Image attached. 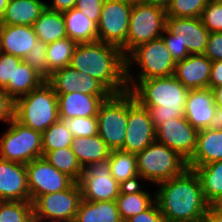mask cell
<instances>
[{"mask_svg":"<svg viewBox=\"0 0 222 222\" xmlns=\"http://www.w3.org/2000/svg\"><path fill=\"white\" fill-rule=\"evenodd\" d=\"M211 205L216 209L222 210V194Z\"/></svg>","mask_w":222,"mask_h":222,"instance_id":"11a10c76","label":"cell"},{"mask_svg":"<svg viewBox=\"0 0 222 222\" xmlns=\"http://www.w3.org/2000/svg\"><path fill=\"white\" fill-rule=\"evenodd\" d=\"M212 61L204 54H192L176 62L174 76L189 90L209 88Z\"/></svg>","mask_w":222,"mask_h":222,"instance_id":"ffe728a7","label":"cell"},{"mask_svg":"<svg viewBox=\"0 0 222 222\" xmlns=\"http://www.w3.org/2000/svg\"><path fill=\"white\" fill-rule=\"evenodd\" d=\"M67 36L78 43L98 40L97 23L76 8L63 12Z\"/></svg>","mask_w":222,"mask_h":222,"instance_id":"4316f807","label":"cell"},{"mask_svg":"<svg viewBox=\"0 0 222 222\" xmlns=\"http://www.w3.org/2000/svg\"><path fill=\"white\" fill-rule=\"evenodd\" d=\"M31 201H0V222H33Z\"/></svg>","mask_w":222,"mask_h":222,"instance_id":"d590c367","label":"cell"},{"mask_svg":"<svg viewBox=\"0 0 222 222\" xmlns=\"http://www.w3.org/2000/svg\"><path fill=\"white\" fill-rule=\"evenodd\" d=\"M197 174L205 200L212 204L222 194V160L197 166Z\"/></svg>","mask_w":222,"mask_h":222,"instance_id":"4dcf8cb0","label":"cell"},{"mask_svg":"<svg viewBox=\"0 0 222 222\" xmlns=\"http://www.w3.org/2000/svg\"><path fill=\"white\" fill-rule=\"evenodd\" d=\"M217 106L210 88L191 89L185 104L184 117L197 130L210 127Z\"/></svg>","mask_w":222,"mask_h":222,"instance_id":"d6986e66","label":"cell"},{"mask_svg":"<svg viewBox=\"0 0 222 222\" xmlns=\"http://www.w3.org/2000/svg\"><path fill=\"white\" fill-rule=\"evenodd\" d=\"M161 38L164 40V43L175 62L181 61L190 55L186 46L182 45L178 36L172 35L165 29Z\"/></svg>","mask_w":222,"mask_h":222,"instance_id":"b9f144b4","label":"cell"},{"mask_svg":"<svg viewBox=\"0 0 222 222\" xmlns=\"http://www.w3.org/2000/svg\"><path fill=\"white\" fill-rule=\"evenodd\" d=\"M209 128L216 130L222 129V108L217 107Z\"/></svg>","mask_w":222,"mask_h":222,"instance_id":"f907efd6","label":"cell"},{"mask_svg":"<svg viewBox=\"0 0 222 222\" xmlns=\"http://www.w3.org/2000/svg\"><path fill=\"white\" fill-rule=\"evenodd\" d=\"M8 124V129L0 137L1 159L26 165L43 157L42 132L23 125L14 117Z\"/></svg>","mask_w":222,"mask_h":222,"instance_id":"52a82bcc","label":"cell"},{"mask_svg":"<svg viewBox=\"0 0 222 222\" xmlns=\"http://www.w3.org/2000/svg\"><path fill=\"white\" fill-rule=\"evenodd\" d=\"M46 81L56 94L80 92L89 95H111L99 81L71 66L54 71Z\"/></svg>","mask_w":222,"mask_h":222,"instance_id":"2e32d148","label":"cell"},{"mask_svg":"<svg viewBox=\"0 0 222 222\" xmlns=\"http://www.w3.org/2000/svg\"><path fill=\"white\" fill-rule=\"evenodd\" d=\"M37 41L38 37L33 26L1 25L0 27V52L23 60Z\"/></svg>","mask_w":222,"mask_h":222,"instance_id":"44dd1931","label":"cell"},{"mask_svg":"<svg viewBox=\"0 0 222 222\" xmlns=\"http://www.w3.org/2000/svg\"><path fill=\"white\" fill-rule=\"evenodd\" d=\"M130 1H133V2H138V1H143V0H130Z\"/></svg>","mask_w":222,"mask_h":222,"instance_id":"9f6ffc18","label":"cell"},{"mask_svg":"<svg viewBox=\"0 0 222 222\" xmlns=\"http://www.w3.org/2000/svg\"><path fill=\"white\" fill-rule=\"evenodd\" d=\"M76 45L69 37L47 44V64L52 73L70 65Z\"/></svg>","mask_w":222,"mask_h":222,"instance_id":"836d02e7","label":"cell"},{"mask_svg":"<svg viewBox=\"0 0 222 222\" xmlns=\"http://www.w3.org/2000/svg\"><path fill=\"white\" fill-rule=\"evenodd\" d=\"M143 186L122 187L116 198L119 216L122 222L148 209L155 202V194L152 197L142 189Z\"/></svg>","mask_w":222,"mask_h":222,"instance_id":"d4e9b609","label":"cell"},{"mask_svg":"<svg viewBox=\"0 0 222 222\" xmlns=\"http://www.w3.org/2000/svg\"><path fill=\"white\" fill-rule=\"evenodd\" d=\"M73 141L72 133L67 129L61 119L53 123L42 132V150L54 151L70 147Z\"/></svg>","mask_w":222,"mask_h":222,"instance_id":"e575fe53","label":"cell"},{"mask_svg":"<svg viewBox=\"0 0 222 222\" xmlns=\"http://www.w3.org/2000/svg\"><path fill=\"white\" fill-rule=\"evenodd\" d=\"M165 29L178 36L189 54H204L210 32L203 25L200 17H166Z\"/></svg>","mask_w":222,"mask_h":222,"instance_id":"e0dca14e","label":"cell"},{"mask_svg":"<svg viewBox=\"0 0 222 222\" xmlns=\"http://www.w3.org/2000/svg\"><path fill=\"white\" fill-rule=\"evenodd\" d=\"M69 66L92 76L111 94L128 90L126 59L118 46L98 40L78 43Z\"/></svg>","mask_w":222,"mask_h":222,"instance_id":"7a4b0ae2","label":"cell"},{"mask_svg":"<svg viewBox=\"0 0 222 222\" xmlns=\"http://www.w3.org/2000/svg\"><path fill=\"white\" fill-rule=\"evenodd\" d=\"M222 160V129H201L197 134V146L187 162L189 169Z\"/></svg>","mask_w":222,"mask_h":222,"instance_id":"603a6c76","label":"cell"},{"mask_svg":"<svg viewBox=\"0 0 222 222\" xmlns=\"http://www.w3.org/2000/svg\"><path fill=\"white\" fill-rule=\"evenodd\" d=\"M222 85V60L213 61L211 66V73L209 77V88Z\"/></svg>","mask_w":222,"mask_h":222,"instance_id":"7dc6e473","label":"cell"},{"mask_svg":"<svg viewBox=\"0 0 222 222\" xmlns=\"http://www.w3.org/2000/svg\"><path fill=\"white\" fill-rule=\"evenodd\" d=\"M136 157L139 177L154 185L179 176L188 168L184 158L157 141L137 153Z\"/></svg>","mask_w":222,"mask_h":222,"instance_id":"5b68a950","label":"cell"},{"mask_svg":"<svg viewBox=\"0 0 222 222\" xmlns=\"http://www.w3.org/2000/svg\"><path fill=\"white\" fill-rule=\"evenodd\" d=\"M203 222H222V210L216 209L210 204Z\"/></svg>","mask_w":222,"mask_h":222,"instance_id":"681fc988","label":"cell"},{"mask_svg":"<svg viewBox=\"0 0 222 222\" xmlns=\"http://www.w3.org/2000/svg\"><path fill=\"white\" fill-rule=\"evenodd\" d=\"M74 222H122L116 201L81 200Z\"/></svg>","mask_w":222,"mask_h":222,"instance_id":"f1b7e54d","label":"cell"},{"mask_svg":"<svg viewBox=\"0 0 222 222\" xmlns=\"http://www.w3.org/2000/svg\"><path fill=\"white\" fill-rule=\"evenodd\" d=\"M200 18L210 33L222 32V2L209 0Z\"/></svg>","mask_w":222,"mask_h":222,"instance_id":"60d3db41","label":"cell"},{"mask_svg":"<svg viewBox=\"0 0 222 222\" xmlns=\"http://www.w3.org/2000/svg\"><path fill=\"white\" fill-rule=\"evenodd\" d=\"M98 135L111 151L123 150L128 118V90L111 94L99 107L96 115Z\"/></svg>","mask_w":222,"mask_h":222,"instance_id":"ba28073f","label":"cell"},{"mask_svg":"<svg viewBox=\"0 0 222 222\" xmlns=\"http://www.w3.org/2000/svg\"><path fill=\"white\" fill-rule=\"evenodd\" d=\"M132 6L130 0H105L97 24L98 41L118 46L125 57Z\"/></svg>","mask_w":222,"mask_h":222,"instance_id":"8fae6325","label":"cell"},{"mask_svg":"<svg viewBox=\"0 0 222 222\" xmlns=\"http://www.w3.org/2000/svg\"><path fill=\"white\" fill-rule=\"evenodd\" d=\"M45 8L41 0H9L0 24L33 26Z\"/></svg>","mask_w":222,"mask_h":222,"instance_id":"cb8c5ba5","label":"cell"},{"mask_svg":"<svg viewBox=\"0 0 222 222\" xmlns=\"http://www.w3.org/2000/svg\"><path fill=\"white\" fill-rule=\"evenodd\" d=\"M33 28L38 40L50 44L67 36L63 12L45 8L39 18L34 22Z\"/></svg>","mask_w":222,"mask_h":222,"instance_id":"f546056e","label":"cell"},{"mask_svg":"<svg viewBox=\"0 0 222 222\" xmlns=\"http://www.w3.org/2000/svg\"><path fill=\"white\" fill-rule=\"evenodd\" d=\"M31 202L38 196L68 189L74 181L57 170L44 157L36 158L25 165Z\"/></svg>","mask_w":222,"mask_h":222,"instance_id":"5bb4252c","label":"cell"},{"mask_svg":"<svg viewBox=\"0 0 222 222\" xmlns=\"http://www.w3.org/2000/svg\"><path fill=\"white\" fill-rule=\"evenodd\" d=\"M125 222H165L164 217L160 211L159 205L155 201L148 209L145 211L132 216Z\"/></svg>","mask_w":222,"mask_h":222,"instance_id":"f6af8a7d","label":"cell"},{"mask_svg":"<svg viewBox=\"0 0 222 222\" xmlns=\"http://www.w3.org/2000/svg\"><path fill=\"white\" fill-rule=\"evenodd\" d=\"M108 163L112 177L122 187L139 185L140 177L137 170L136 154L114 150L110 153Z\"/></svg>","mask_w":222,"mask_h":222,"instance_id":"484cf974","label":"cell"},{"mask_svg":"<svg viewBox=\"0 0 222 222\" xmlns=\"http://www.w3.org/2000/svg\"><path fill=\"white\" fill-rule=\"evenodd\" d=\"M23 60L11 54L0 52V88L13 99V74Z\"/></svg>","mask_w":222,"mask_h":222,"instance_id":"f35d334b","label":"cell"},{"mask_svg":"<svg viewBox=\"0 0 222 222\" xmlns=\"http://www.w3.org/2000/svg\"><path fill=\"white\" fill-rule=\"evenodd\" d=\"M70 148L82 168L91 163L108 159L111 153L107 144L98 134L73 138Z\"/></svg>","mask_w":222,"mask_h":222,"instance_id":"83f0119b","label":"cell"},{"mask_svg":"<svg viewBox=\"0 0 222 222\" xmlns=\"http://www.w3.org/2000/svg\"><path fill=\"white\" fill-rule=\"evenodd\" d=\"M76 2L77 0H53L51 5L46 4V8L57 12H65L75 8Z\"/></svg>","mask_w":222,"mask_h":222,"instance_id":"c3c4849f","label":"cell"},{"mask_svg":"<svg viewBox=\"0 0 222 222\" xmlns=\"http://www.w3.org/2000/svg\"><path fill=\"white\" fill-rule=\"evenodd\" d=\"M204 55L212 62L222 60V32L210 33Z\"/></svg>","mask_w":222,"mask_h":222,"instance_id":"ee69618b","label":"cell"},{"mask_svg":"<svg viewBox=\"0 0 222 222\" xmlns=\"http://www.w3.org/2000/svg\"><path fill=\"white\" fill-rule=\"evenodd\" d=\"M43 157L57 170L66 174L74 182H79L83 168L70 147L54 151H43Z\"/></svg>","mask_w":222,"mask_h":222,"instance_id":"1f68e13d","label":"cell"},{"mask_svg":"<svg viewBox=\"0 0 222 222\" xmlns=\"http://www.w3.org/2000/svg\"><path fill=\"white\" fill-rule=\"evenodd\" d=\"M126 80L169 77L174 74L176 62L160 37L141 44L126 57ZM135 62V63H134ZM140 66L138 75L131 74V66ZM130 71V72H129Z\"/></svg>","mask_w":222,"mask_h":222,"instance_id":"8992f818","label":"cell"},{"mask_svg":"<svg viewBox=\"0 0 222 222\" xmlns=\"http://www.w3.org/2000/svg\"><path fill=\"white\" fill-rule=\"evenodd\" d=\"M123 151L137 154L156 141V128L147 108L128 90V118Z\"/></svg>","mask_w":222,"mask_h":222,"instance_id":"4fadbf2b","label":"cell"},{"mask_svg":"<svg viewBox=\"0 0 222 222\" xmlns=\"http://www.w3.org/2000/svg\"><path fill=\"white\" fill-rule=\"evenodd\" d=\"M143 2L166 9L169 6L171 0H143Z\"/></svg>","mask_w":222,"mask_h":222,"instance_id":"f5cc1de1","label":"cell"},{"mask_svg":"<svg viewBox=\"0 0 222 222\" xmlns=\"http://www.w3.org/2000/svg\"><path fill=\"white\" fill-rule=\"evenodd\" d=\"M46 80L25 61L15 67L13 74V100H17L39 87Z\"/></svg>","mask_w":222,"mask_h":222,"instance_id":"d6a6232c","label":"cell"},{"mask_svg":"<svg viewBox=\"0 0 222 222\" xmlns=\"http://www.w3.org/2000/svg\"><path fill=\"white\" fill-rule=\"evenodd\" d=\"M209 0H171L166 16L179 18L201 17Z\"/></svg>","mask_w":222,"mask_h":222,"instance_id":"8d00e7d4","label":"cell"},{"mask_svg":"<svg viewBox=\"0 0 222 222\" xmlns=\"http://www.w3.org/2000/svg\"><path fill=\"white\" fill-rule=\"evenodd\" d=\"M198 130L185 117L174 118L156 127V141L173 149L187 162L197 146Z\"/></svg>","mask_w":222,"mask_h":222,"instance_id":"9a60e30c","label":"cell"},{"mask_svg":"<svg viewBox=\"0 0 222 222\" xmlns=\"http://www.w3.org/2000/svg\"><path fill=\"white\" fill-rule=\"evenodd\" d=\"M78 183L82 200L91 202L116 201L122 188L111 175L108 159L85 166Z\"/></svg>","mask_w":222,"mask_h":222,"instance_id":"7c38bea8","label":"cell"},{"mask_svg":"<svg viewBox=\"0 0 222 222\" xmlns=\"http://www.w3.org/2000/svg\"><path fill=\"white\" fill-rule=\"evenodd\" d=\"M82 200L79 183L68 189L38 196L33 202V219L40 222H74Z\"/></svg>","mask_w":222,"mask_h":222,"instance_id":"30bf717a","label":"cell"},{"mask_svg":"<svg viewBox=\"0 0 222 222\" xmlns=\"http://www.w3.org/2000/svg\"><path fill=\"white\" fill-rule=\"evenodd\" d=\"M0 201H31L24 164L0 158Z\"/></svg>","mask_w":222,"mask_h":222,"instance_id":"ac0fdd59","label":"cell"},{"mask_svg":"<svg viewBox=\"0 0 222 222\" xmlns=\"http://www.w3.org/2000/svg\"><path fill=\"white\" fill-rule=\"evenodd\" d=\"M73 138L90 137L98 134L97 117L60 118Z\"/></svg>","mask_w":222,"mask_h":222,"instance_id":"ab89813d","label":"cell"},{"mask_svg":"<svg viewBox=\"0 0 222 222\" xmlns=\"http://www.w3.org/2000/svg\"><path fill=\"white\" fill-rule=\"evenodd\" d=\"M214 101L217 107L222 108V85L212 88Z\"/></svg>","mask_w":222,"mask_h":222,"instance_id":"816d5d0a","label":"cell"},{"mask_svg":"<svg viewBox=\"0 0 222 222\" xmlns=\"http://www.w3.org/2000/svg\"><path fill=\"white\" fill-rule=\"evenodd\" d=\"M109 96L80 92L57 94L59 118L96 117L100 105Z\"/></svg>","mask_w":222,"mask_h":222,"instance_id":"7402d4cb","label":"cell"},{"mask_svg":"<svg viewBox=\"0 0 222 222\" xmlns=\"http://www.w3.org/2000/svg\"><path fill=\"white\" fill-rule=\"evenodd\" d=\"M166 9L133 2L126 38V56L136 47L161 37L166 26Z\"/></svg>","mask_w":222,"mask_h":222,"instance_id":"9c48e42d","label":"cell"},{"mask_svg":"<svg viewBox=\"0 0 222 222\" xmlns=\"http://www.w3.org/2000/svg\"><path fill=\"white\" fill-rule=\"evenodd\" d=\"M9 0H0V20L4 15L5 9L8 5Z\"/></svg>","mask_w":222,"mask_h":222,"instance_id":"db71d44e","label":"cell"},{"mask_svg":"<svg viewBox=\"0 0 222 222\" xmlns=\"http://www.w3.org/2000/svg\"><path fill=\"white\" fill-rule=\"evenodd\" d=\"M135 100L147 108L155 126L184 117L189 92L174 76L143 80H126Z\"/></svg>","mask_w":222,"mask_h":222,"instance_id":"3957f363","label":"cell"},{"mask_svg":"<svg viewBox=\"0 0 222 222\" xmlns=\"http://www.w3.org/2000/svg\"><path fill=\"white\" fill-rule=\"evenodd\" d=\"M46 50L47 44L41 40H38L34 47L23 59V61H25L32 69L38 72L45 80H47L52 75V72L49 70V66L47 64Z\"/></svg>","mask_w":222,"mask_h":222,"instance_id":"74e56055","label":"cell"},{"mask_svg":"<svg viewBox=\"0 0 222 222\" xmlns=\"http://www.w3.org/2000/svg\"><path fill=\"white\" fill-rule=\"evenodd\" d=\"M105 0H77L75 8L98 24Z\"/></svg>","mask_w":222,"mask_h":222,"instance_id":"7bdbcfd3","label":"cell"},{"mask_svg":"<svg viewBox=\"0 0 222 222\" xmlns=\"http://www.w3.org/2000/svg\"><path fill=\"white\" fill-rule=\"evenodd\" d=\"M157 185L155 201L165 222L204 221L210 204L194 170L187 168L181 175Z\"/></svg>","mask_w":222,"mask_h":222,"instance_id":"6da1fadb","label":"cell"},{"mask_svg":"<svg viewBox=\"0 0 222 222\" xmlns=\"http://www.w3.org/2000/svg\"><path fill=\"white\" fill-rule=\"evenodd\" d=\"M14 118L40 132L58 121V98L51 85L45 81L29 94L15 100Z\"/></svg>","mask_w":222,"mask_h":222,"instance_id":"277c9868","label":"cell"},{"mask_svg":"<svg viewBox=\"0 0 222 222\" xmlns=\"http://www.w3.org/2000/svg\"><path fill=\"white\" fill-rule=\"evenodd\" d=\"M14 117V100L0 88V121L8 123Z\"/></svg>","mask_w":222,"mask_h":222,"instance_id":"bcb514c9","label":"cell"}]
</instances>
